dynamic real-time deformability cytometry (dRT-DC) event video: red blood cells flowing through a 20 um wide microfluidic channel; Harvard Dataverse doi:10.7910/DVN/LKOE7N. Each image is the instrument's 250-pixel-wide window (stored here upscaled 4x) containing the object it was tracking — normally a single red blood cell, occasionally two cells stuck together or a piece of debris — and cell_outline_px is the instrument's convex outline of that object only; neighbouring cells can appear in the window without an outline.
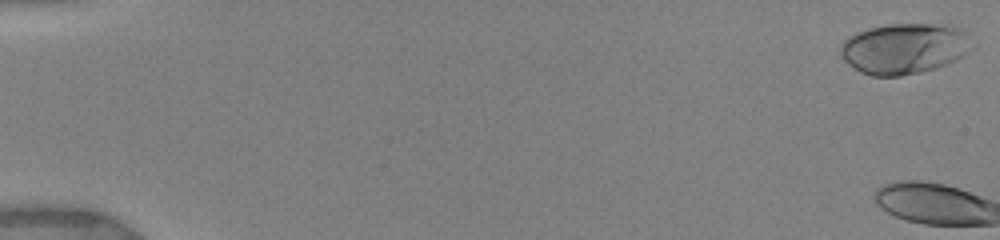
{"species": "human", "species_latin": "Homo sapiens", "temperature_condition": "warm", "stored_images_in_passage": 3, "camera_frame_rate_fps": 3000, "um_per_image_px": 0.085, "donor": {"sex": "female"}, "frame": {"image": 1, "passage_image": 1, "time_ms": 0.0, "image_size_px": [1000, 240], "cell_outline_px": [[968, 52], [964, 56], [956, 60], [936, 68], [920, 72], [900, 76], [872, 76], [860, 72], [848, 64], [840, 56], [840, 48], [844, 40], [848, 36], [856, 32], [868, 28], [884, 24], [932, 24], [956, 28], [964, 32]], "centroid_in_image_um": [76.75, 4.14], "position_along_channel_um": 8.3, "area_um2": 38.38}}